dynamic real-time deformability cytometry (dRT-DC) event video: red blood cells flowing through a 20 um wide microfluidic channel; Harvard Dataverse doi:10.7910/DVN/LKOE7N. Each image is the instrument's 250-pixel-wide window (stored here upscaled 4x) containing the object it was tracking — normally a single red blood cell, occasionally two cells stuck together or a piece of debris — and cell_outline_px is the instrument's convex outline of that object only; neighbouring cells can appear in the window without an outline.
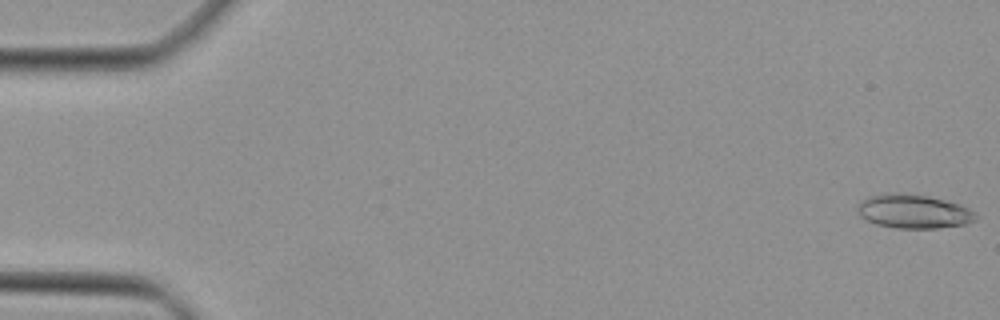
{"species": "Egyptian fruit bat (a non-hibernating species)", "species_latin": "Rousettus aegyptiacus", "temperature_condition": "cold", "stored_images_in_passage": 47, "camera_frame_rate_fps": 3000, "um_per_image_px": 0.085, "animal": {"sex": "female"}, "frame": {"image": 1, "passage_image": 1, "time_ms": 0.0, "image_size_px": [1000, 320], "cell_outline_px": [[976, 220], [968, 224], [936, 228], [896, 228], [876, 224], [860, 216], [860, 200], [868, 196], [888, 192], [904, 192], [928, 196], [960, 204], [976, 212]], "centroid_in_image_um": [77.68, 17.95], "position_along_channel_um": 7.3, "area_um2": 23.47}}
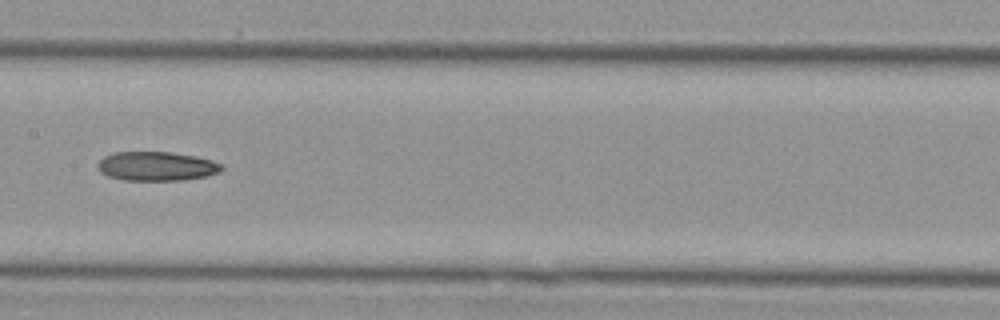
{"frame": {"image": 2, "passage_image": 24, "time_ms": 7.667, "image_size_px": [1000, 320], "cell_outline_px": [[224, 168], [220, 172], [204, 176], [184, 180], [124, 180], [108, 176], [100, 172], [100, 160], [104, 156], [116, 152], [168, 152], [196, 156], [212, 160], [224, 164]], "centroid_in_image_um": [13.36, 14.13], "position_along_channel_um": 194.0, "area_um2": 20.92}}
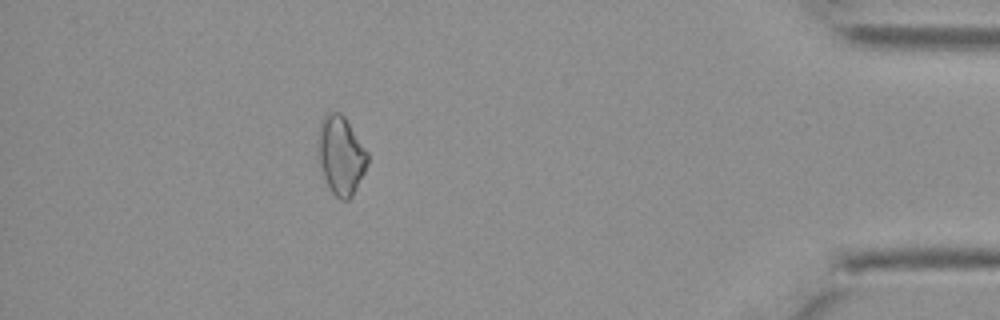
{"frame": {"image": 3, "passage_image": 42, "time_ms": 13.667, "image_size_px": [1000, 320], "cell_outline_px": [[368, 164], [352, 196], [348, 200], [340, 200], [328, 188], [316, 152], [316, 140], [320, 120], [324, 112], [340, 112], [344, 116], [368, 152]], "centroid_in_image_um": [28.93, 13.16], "position_along_channel_um": 406.3, "area_um2": 23.06}}